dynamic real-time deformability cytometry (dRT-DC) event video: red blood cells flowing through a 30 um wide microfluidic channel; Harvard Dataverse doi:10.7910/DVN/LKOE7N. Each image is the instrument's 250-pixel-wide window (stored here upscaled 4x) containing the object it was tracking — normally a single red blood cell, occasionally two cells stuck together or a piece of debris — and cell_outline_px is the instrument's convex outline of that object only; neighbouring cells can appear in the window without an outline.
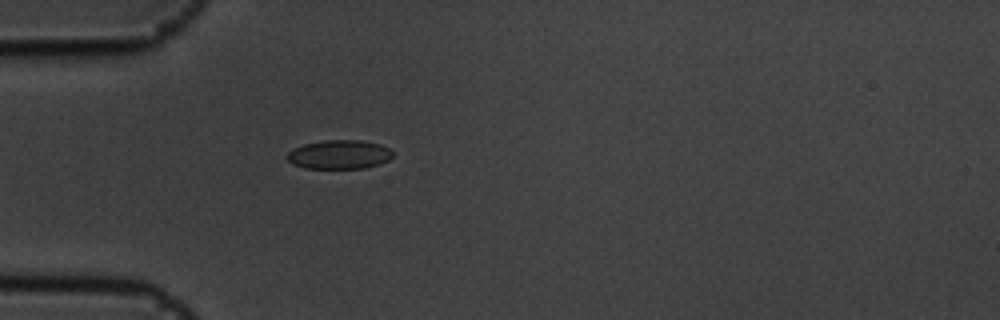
{"species": "common noctule bat (a hibernating species)", "species_latin": "Nyctalus noctula", "temperature_condition": "cold", "stored_images_in_passage": 41, "camera_frame_rate_fps": 3000, "um_per_image_px": 0.085, "animal": {"sex": "male", "body_mass_g": 19.5, "forearm_length_mm": 54.6}, "frame": {"image": 1, "passage_image": 1, "time_ms": 0.0, "image_size_px": [1000, 320], "cell_outline_px": [[392, 156], [388, 160], [380, 164], [364, 168], [304, 168], [292, 164], [284, 156], [288, 152], [304, 144], [324, 140], [360, 140], [380, 144], [388, 148], [392, 152]], "centroid_in_image_um": [28.82, 13.14], "position_along_channel_um": 56.2, "area_um2": 17.8}}
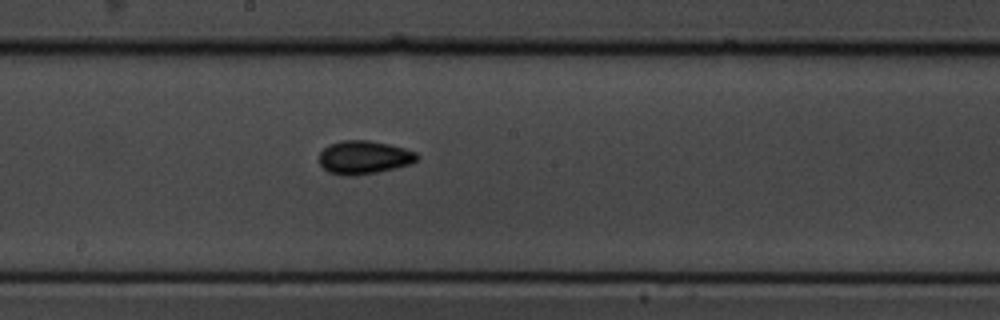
{"frame": {"image": 2, "passage_image": 15, "time_ms": 4.667, "image_size_px": [1000, 320], "cell_outline_px": [[420, 156], [416, 160], [408, 164], [396, 168], [376, 172], [352, 176], [348, 176], [328, 172], [320, 164], [320, 152], [328, 144], [340, 140], [368, 140], [388, 144], [404, 148], [416, 152]], "centroid_in_image_um": [30.92, 13.36], "position_along_channel_um": 217.3, "area_um2": 18.96}}
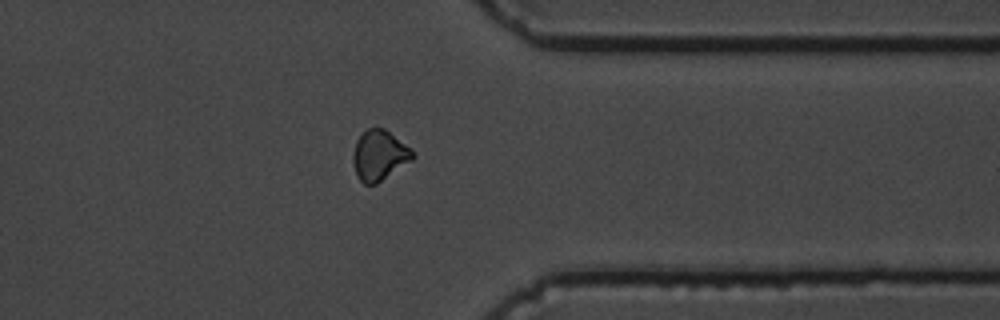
{"frame": {"image": 3, "passage_image": 29, "time_ms": 9.333, "image_size_px": [1000, 320], "cell_outline_px": [[416, 152], [412, 160], [376, 184], [364, 184], [356, 176], [352, 160], [352, 152], [356, 140], [368, 128], [384, 128], [412, 148]], "centroid_in_image_um": [32.24, 13.2], "position_along_channel_um": 379.2, "area_um2": 17.57}, "authors_computed_cell_mechanics": {"area_um2": 17.3978, "velocity_mm_per_s": 3.5823, "shape_relaxation_time_tau1_ms": 4.4067, "shape_relaxation_time_tau2_ms": 3.2389, "deformation_change_tau1": 0.0846, "deformation_change_tau2": 0.0759}}